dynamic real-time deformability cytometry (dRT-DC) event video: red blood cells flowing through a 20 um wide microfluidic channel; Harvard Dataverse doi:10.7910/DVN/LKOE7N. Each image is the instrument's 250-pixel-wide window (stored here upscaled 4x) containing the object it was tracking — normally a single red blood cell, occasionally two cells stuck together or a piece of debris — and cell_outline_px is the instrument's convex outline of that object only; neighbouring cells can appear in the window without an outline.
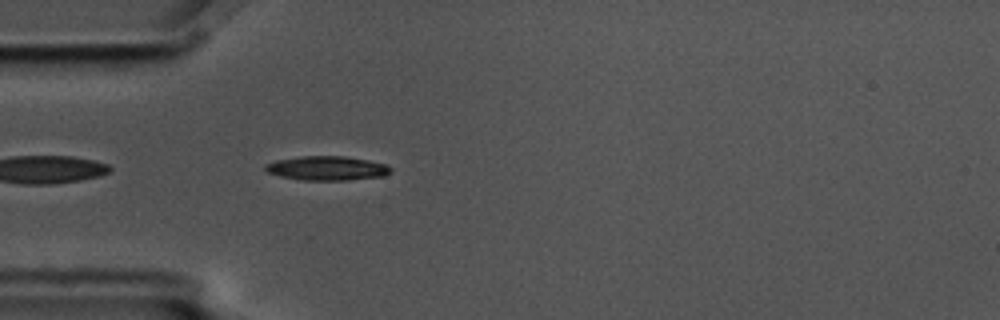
{"species": "common noctule bat (a hibernating species)", "species_latin": "Nyctalus noctula", "temperature_condition": "cold", "stored_images_in_passage": 2, "camera_frame_rate_fps": 3000, "um_per_image_px": 0.085, "animal": {"sex": "male", "body_mass_g": 17.5, "forearm_length_mm": 52.3}, "frame": {"image": 1, "passage_image": 2, "time_ms": 0.333, "image_size_px": [1000, 320], "cell_outline_px": [[392, 172], [384, 176], [348, 180], [304, 180], [280, 176], [268, 172], [264, 168], [264, 164], [276, 160], [300, 156], [344, 156], [368, 160], [388, 164], [392, 168]], "centroid_in_image_um": [27.83, 14.29], "position_along_channel_um": 57.2, "area_um2": 17.8}}